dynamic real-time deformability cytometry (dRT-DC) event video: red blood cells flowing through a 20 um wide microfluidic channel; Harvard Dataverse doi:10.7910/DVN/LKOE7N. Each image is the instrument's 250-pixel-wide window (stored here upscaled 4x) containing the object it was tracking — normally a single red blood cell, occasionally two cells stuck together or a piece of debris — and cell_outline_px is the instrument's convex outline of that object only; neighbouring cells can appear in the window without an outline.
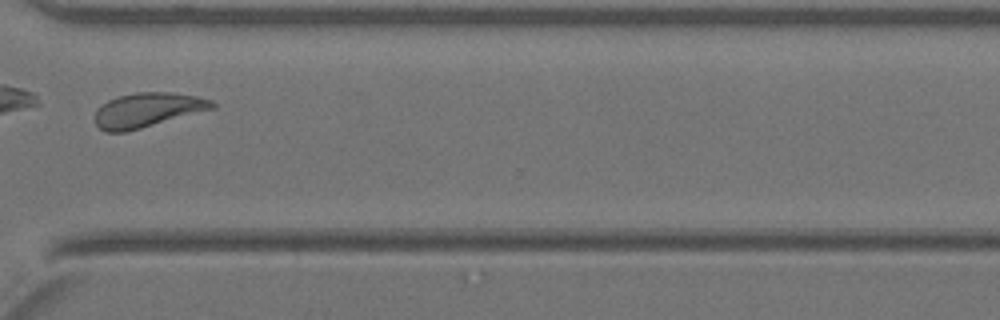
{"species": "Egyptian fruit bat (a non-hibernating species)", "species_latin": "Rousettus aegyptiacus", "temperature_condition": "warm", "stored_images_in_passage": 34, "camera_frame_rate_fps": 3000, "um_per_image_px": 0.085, "animal": {"sex": "female"}, "frame": {"image": 1, "passage_image": 25, "time_ms": 8.0, "image_size_px": [1000, 320], "cell_outline_px": [[216, 108], [140, 128], [124, 132], [104, 132], [96, 124], [96, 112], [108, 100], [116, 96], [136, 92], [172, 92], [196, 96], [212, 100], [216, 104]], "centroid_in_image_um": [12.57, 9.34], "position_along_channel_um": 358.0, "area_um2": 23.35}}